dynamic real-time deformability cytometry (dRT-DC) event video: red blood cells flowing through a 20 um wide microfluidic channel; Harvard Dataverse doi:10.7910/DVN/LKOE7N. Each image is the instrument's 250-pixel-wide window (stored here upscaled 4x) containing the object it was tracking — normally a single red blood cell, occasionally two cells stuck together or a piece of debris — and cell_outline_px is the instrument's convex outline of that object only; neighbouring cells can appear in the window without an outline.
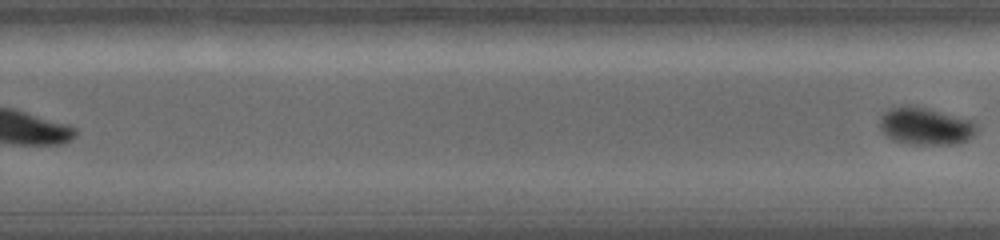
{"species": "common noctule bat (a hibernating species)", "species_latin": "Nyctalus noctula", "temperature_condition": "warm", "stored_images_in_passage": 16, "segment_of_instrument_passage": [2, 2], "camera_frame_rate_fps": 5000, "um_per_image_px": 0.085, "animal": {"sex": "female", "body_mass_g": 19.0, "forearm_length_mm": 56.7}, "frame": {"image": 1, "passage_image": 16, "time_ms": 9.8, "image_size_px": [1000, 240], "cell_outline_px": [[976, 132], [968, 140], [956, 144], [908, 144], [892, 140], [880, 128], [880, 116], [884, 112], [892, 108], [924, 108], [972, 120], [976, 124]], "centroid_in_image_um": [78.69, 10.77], "position_along_channel_um": 251.1, "area_um2": 20.46}}